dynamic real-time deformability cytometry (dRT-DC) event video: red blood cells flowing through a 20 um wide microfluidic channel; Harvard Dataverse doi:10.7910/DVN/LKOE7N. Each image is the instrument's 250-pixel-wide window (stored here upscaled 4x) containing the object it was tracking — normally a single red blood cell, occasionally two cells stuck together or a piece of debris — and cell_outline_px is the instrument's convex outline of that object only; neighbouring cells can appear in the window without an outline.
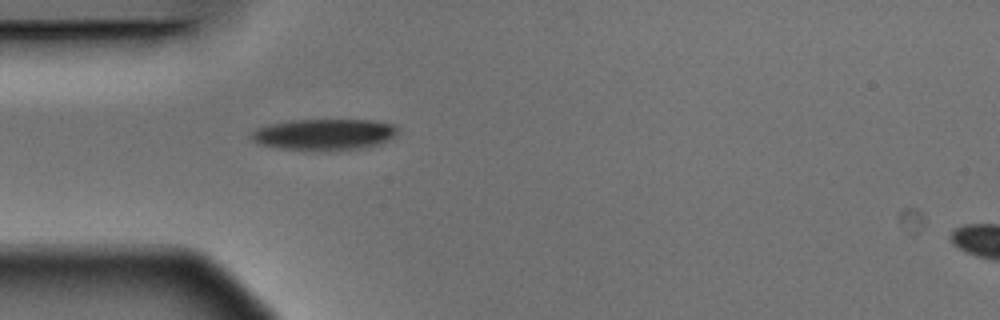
{"species": "Egyptian fruit bat (a non-hibernating species)", "species_latin": "Rousettus aegyptiacus", "temperature_condition": "warm", "stored_images_in_passage": 4, "camera_frame_rate_fps": 3000, "um_per_image_px": 0.085, "animal": {"sex": "male"}, "frame": {"image": 1, "passage_image": 4, "time_ms": 1.0, "image_size_px": [1000, 320], "cell_outline_px": [[400, 132], [392, 140], [368, 148], [324, 152], [276, 148], [256, 144], [248, 136], [256, 128], [268, 124], [288, 120], [368, 120], [392, 124]], "centroid_in_image_um": [27.54, 11.46], "position_along_channel_um": 57.5, "area_um2": 27.63}}